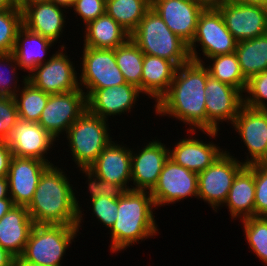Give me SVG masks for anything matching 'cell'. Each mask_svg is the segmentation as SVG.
<instances>
[{"mask_svg": "<svg viewBox=\"0 0 267 266\" xmlns=\"http://www.w3.org/2000/svg\"><path fill=\"white\" fill-rule=\"evenodd\" d=\"M90 201L95 217L105 225L104 227L111 229L118 217V198L99 196L97 199H90Z\"/></svg>", "mask_w": 267, "mask_h": 266, "instance_id": "cell-41", "label": "cell"}, {"mask_svg": "<svg viewBox=\"0 0 267 266\" xmlns=\"http://www.w3.org/2000/svg\"><path fill=\"white\" fill-rule=\"evenodd\" d=\"M115 59L125 81L136 86L141 91L144 53L131 38L115 49Z\"/></svg>", "mask_w": 267, "mask_h": 266, "instance_id": "cell-32", "label": "cell"}, {"mask_svg": "<svg viewBox=\"0 0 267 266\" xmlns=\"http://www.w3.org/2000/svg\"><path fill=\"white\" fill-rule=\"evenodd\" d=\"M11 198L7 177H0V199Z\"/></svg>", "mask_w": 267, "mask_h": 266, "instance_id": "cell-46", "label": "cell"}, {"mask_svg": "<svg viewBox=\"0 0 267 266\" xmlns=\"http://www.w3.org/2000/svg\"><path fill=\"white\" fill-rule=\"evenodd\" d=\"M232 126L241 136L251 156L243 163L245 165L267 163V110L243 105Z\"/></svg>", "mask_w": 267, "mask_h": 266, "instance_id": "cell-16", "label": "cell"}, {"mask_svg": "<svg viewBox=\"0 0 267 266\" xmlns=\"http://www.w3.org/2000/svg\"><path fill=\"white\" fill-rule=\"evenodd\" d=\"M87 97V109L105 119L111 115H121L135 106L141 91L132 84H121L116 87L103 89H88L84 92ZM134 104V105H133Z\"/></svg>", "mask_w": 267, "mask_h": 266, "instance_id": "cell-20", "label": "cell"}, {"mask_svg": "<svg viewBox=\"0 0 267 266\" xmlns=\"http://www.w3.org/2000/svg\"><path fill=\"white\" fill-rule=\"evenodd\" d=\"M213 63L206 66L208 73L220 82L227 83L242 93L245 91L247 79L241 72L236 53L209 57Z\"/></svg>", "mask_w": 267, "mask_h": 266, "instance_id": "cell-33", "label": "cell"}, {"mask_svg": "<svg viewBox=\"0 0 267 266\" xmlns=\"http://www.w3.org/2000/svg\"><path fill=\"white\" fill-rule=\"evenodd\" d=\"M51 2H54L55 4L62 5L64 7H66V9L68 7H70V9H72L71 6L73 5L74 0H51Z\"/></svg>", "mask_w": 267, "mask_h": 266, "instance_id": "cell-51", "label": "cell"}, {"mask_svg": "<svg viewBox=\"0 0 267 266\" xmlns=\"http://www.w3.org/2000/svg\"><path fill=\"white\" fill-rule=\"evenodd\" d=\"M106 0H74L73 10L87 25L105 13Z\"/></svg>", "mask_w": 267, "mask_h": 266, "instance_id": "cell-42", "label": "cell"}, {"mask_svg": "<svg viewBox=\"0 0 267 266\" xmlns=\"http://www.w3.org/2000/svg\"><path fill=\"white\" fill-rule=\"evenodd\" d=\"M206 6L202 0H151V8L188 46L194 39L199 15Z\"/></svg>", "mask_w": 267, "mask_h": 266, "instance_id": "cell-15", "label": "cell"}, {"mask_svg": "<svg viewBox=\"0 0 267 266\" xmlns=\"http://www.w3.org/2000/svg\"><path fill=\"white\" fill-rule=\"evenodd\" d=\"M61 48L27 75V81L48 94L67 93L80 88L73 62L63 53L66 47L62 45Z\"/></svg>", "mask_w": 267, "mask_h": 266, "instance_id": "cell-11", "label": "cell"}, {"mask_svg": "<svg viewBox=\"0 0 267 266\" xmlns=\"http://www.w3.org/2000/svg\"><path fill=\"white\" fill-rule=\"evenodd\" d=\"M15 206L12 198L0 199V219L13 207Z\"/></svg>", "mask_w": 267, "mask_h": 266, "instance_id": "cell-45", "label": "cell"}, {"mask_svg": "<svg viewBox=\"0 0 267 266\" xmlns=\"http://www.w3.org/2000/svg\"><path fill=\"white\" fill-rule=\"evenodd\" d=\"M130 38L144 54L171 61L176 67L191 60L188 45L167 27L152 8L145 13Z\"/></svg>", "mask_w": 267, "mask_h": 266, "instance_id": "cell-4", "label": "cell"}, {"mask_svg": "<svg viewBox=\"0 0 267 266\" xmlns=\"http://www.w3.org/2000/svg\"><path fill=\"white\" fill-rule=\"evenodd\" d=\"M71 185L64 171L54 164L43 172L33 199L27 206L34 224L81 227L83 211Z\"/></svg>", "mask_w": 267, "mask_h": 266, "instance_id": "cell-2", "label": "cell"}, {"mask_svg": "<svg viewBox=\"0 0 267 266\" xmlns=\"http://www.w3.org/2000/svg\"><path fill=\"white\" fill-rule=\"evenodd\" d=\"M204 1L207 5H214L218 2L225 1V0H202Z\"/></svg>", "mask_w": 267, "mask_h": 266, "instance_id": "cell-52", "label": "cell"}, {"mask_svg": "<svg viewBox=\"0 0 267 266\" xmlns=\"http://www.w3.org/2000/svg\"><path fill=\"white\" fill-rule=\"evenodd\" d=\"M50 165L36 158L12 156L7 180L14 205L30 204L43 172Z\"/></svg>", "mask_w": 267, "mask_h": 266, "instance_id": "cell-17", "label": "cell"}, {"mask_svg": "<svg viewBox=\"0 0 267 266\" xmlns=\"http://www.w3.org/2000/svg\"><path fill=\"white\" fill-rule=\"evenodd\" d=\"M242 4L261 5L267 7V0H232Z\"/></svg>", "mask_w": 267, "mask_h": 266, "instance_id": "cell-49", "label": "cell"}, {"mask_svg": "<svg viewBox=\"0 0 267 266\" xmlns=\"http://www.w3.org/2000/svg\"><path fill=\"white\" fill-rule=\"evenodd\" d=\"M51 2V0H15L16 6L23 11L27 6L35 3Z\"/></svg>", "mask_w": 267, "mask_h": 266, "instance_id": "cell-47", "label": "cell"}, {"mask_svg": "<svg viewBox=\"0 0 267 266\" xmlns=\"http://www.w3.org/2000/svg\"><path fill=\"white\" fill-rule=\"evenodd\" d=\"M14 255L0 245V266H12Z\"/></svg>", "mask_w": 267, "mask_h": 266, "instance_id": "cell-44", "label": "cell"}, {"mask_svg": "<svg viewBox=\"0 0 267 266\" xmlns=\"http://www.w3.org/2000/svg\"><path fill=\"white\" fill-rule=\"evenodd\" d=\"M12 266H44L24 260L21 256L14 257Z\"/></svg>", "mask_w": 267, "mask_h": 266, "instance_id": "cell-48", "label": "cell"}, {"mask_svg": "<svg viewBox=\"0 0 267 266\" xmlns=\"http://www.w3.org/2000/svg\"><path fill=\"white\" fill-rule=\"evenodd\" d=\"M151 8V0H106L105 12L131 34Z\"/></svg>", "mask_w": 267, "mask_h": 266, "instance_id": "cell-30", "label": "cell"}, {"mask_svg": "<svg viewBox=\"0 0 267 266\" xmlns=\"http://www.w3.org/2000/svg\"><path fill=\"white\" fill-rule=\"evenodd\" d=\"M243 104L259 110H267V70L260 72L247 80Z\"/></svg>", "mask_w": 267, "mask_h": 266, "instance_id": "cell-36", "label": "cell"}, {"mask_svg": "<svg viewBox=\"0 0 267 266\" xmlns=\"http://www.w3.org/2000/svg\"><path fill=\"white\" fill-rule=\"evenodd\" d=\"M56 140L38 122L19 119L6 142L13 156L36 158L52 165L45 159V153L47 154Z\"/></svg>", "mask_w": 267, "mask_h": 266, "instance_id": "cell-19", "label": "cell"}, {"mask_svg": "<svg viewBox=\"0 0 267 266\" xmlns=\"http://www.w3.org/2000/svg\"><path fill=\"white\" fill-rule=\"evenodd\" d=\"M244 166L230 152L224 151L210 166L198 173V199L206 201L217 212V208L226 201L234 178Z\"/></svg>", "mask_w": 267, "mask_h": 266, "instance_id": "cell-8", "label": "cell"}, {"mask_svg": "<svg viewBox=\"0 0 267 266\" xmlns=\"http://www.w3.org/2000/svg\"><path fill=\"white\" fill-rule=\"evenodd\" d=\"M202 63L190 60L177 67L168 91L155 104V113L168 115L187 123L188 133L196 128L206 131L205 86L208 70Z\"/></svg>", "mask_w": 267, "mask_h": 266, "instance_id": "cell-1", "label": "cell"}, {"mask_svg": "<svg viewBox=\"0 0 267 266\" xmlns=\"http://www.w3.org/2000/svg\"><path fill=\"white\" fill-rule=\"evenodd\" d=\"M84 27V47L116 49L130 39L127 30L106 12Z\"/></svg>", "mask_w": 267, "mask_h": 266, "instance_id": "cell-28", "label": "cell"}, {"mask_svg": "<svg viewBox=\"0 0 267 266\" xmlns=\"http://www.w3.org/2000/svg\"><path fill=\"white\" fill-rule=\"evenodd\" d=\"M107 121L86 109L68 129V146L78 167L89 168L112 141Z\"/></svg>", "mask_w": 267, "mask_h": 266, "instance_id": "cell-5", "label": "cell"}, {"mask_svg": "<svg viewBox=\"0 0 267 266\" xmlns=\"http://www.w3.org/2000/svg\"><path fill=\"white\" fill-rule=\"evenodd\" d=\"M2 66L4 67V69L1 70ZM7 66L9 68L11 67L10 70H6ZM17 67H19V66L16 62V59H15V56L13 53H0V97H14L15 94L17 93V91L20 89V88H17V84H16V83H18V81H17L18 79H15V78H18L16 76V69H18ZM8 71L11 72L10 74L12 77H9L10 75L8 74L9 73ZM5 73H7L9 76H7V74H5ZM13 83H14V85H13ZM12 86L14 89L12 88Z\"/></svg>", "mask_w": 267, "mask_h": 266, "instance_id": "cell-38", "label": "cell"}, {"mask_svg": "<svg viewBox=\"0 0 267 266\" xmlns=\"http://www.w3.org/2000/svg\"><path fill=\"white\" fill-rule=\"evenodd\" d=\"M83 48L81 89H103L127 83L116 64L115 49Z\"/></svg>", "mask_w": 267, "mask_h": 266, "instance_id": "cell-13", "label": "cell"}, {"mask_svg": "<svg viewBox=\"0 0 267 266\" xmlns=\"http://www.w3.org/2000/svg\"><path fill=\"white\" fill-rule=\"evenodd\" d=\"M225 204L233 219L255 216V164L245 165L237 173Z\"/></svg>", "mask_w": 267, "mask_h": 266, "instance_id": "cell-25", "label": "cell"}, {"mask_svg": "<svg viewBox=\"0 0 267 266\" xmlns=\"http://www.w3.org/2000/svg\"><path fill=\"white\" fill-rule=\"evenodd\" d=\"M19 120L14 97H0V141H6Z\"/></svg>", "mask_w": 267, "mask_h": 266, "instance_id": "cell-39", "label": "cell"}, {"mask_svg": "<svg viewBox=\"0 0 267 266\" xmlns=\"http://www.w3.org/2000/svg\"><path fill=\"white\" fill-rule=\"evenodd\" d=\"M242 223L251 251L267 265V217H249Z\"/></svg>", "mask_w": 267, "mask_h": 266, "instance_id": "cell-34", "label": "cell"}, {"mask_svg": "<svg viewBox=\"0 0 267 266\" xmlns=\"http://www.w3.org/2000/svg\"><path fill=\"white\" fill-rule=\"evenodd\" d=\"M111 141L89 167L100 179L131 190L127 184L131 181V149Z\"/></svg>", "mask_w": 267, "mask_h": 266, "instance_id": "cell-21", "label": "cell"}, {"mask_svg": "<svg viewBox=\"0 0 267 266\" xmlns=\"http://www.w3.org/2000/svg\"><path fill=\"white\" fill-rule=\"evenodd\" d=\"M15 7H17L15 0H0V11Z\"/></svg>", "mask_w": 267, "mask_h": 266, "instance_id": "cell-50", "label": "cell"}, {"mask_svg": "<svg viewBox=\"0 0 267 266\" xmlns=\"http://www.w3.org/2000/svg\"><path fill=\"white\" fill-rule=\"evenodd\" d=\"M227 29L237 41L250 40L267 33V7L225 0L214 4Z\"/></svg>", "mask_w": 267, "mask_h": 266, "instance_id": "cell-12", "label": "cell"}, {"mask_svg": "<svg viewBox=\"0 0 267 266\" xmlns=\"http://www.w3.org/2000/svg\"><path fill=\"white\" fill-rule=\"evenodd\" d=\"M153 208L149 191L126 190L118 198V217L110 229L112 253L158 234Z\"/></svg>", "mask_w": 267, "mask_h": 266, "instance_id": "cell-3", "label": "cell"}, {"mask_svg": "<svg viewBox=\"0 0 267 266\" xmlns=\"http://www.w3.org/2000/svg\"><path fill=\"white\" fill-rule=\"evenodd\" d=\"M237 40L227 29L220 11L214 5H207L201 12L193 41L188 46L190 59L202 63L198 56L197 45H201L206 58L234 53Z\"/></svg>", "mask_w": 267, "mask_h": 266, "instance_id": "cell-7", "label": "cell"}, {"mask_svg": "<svg viewBox=\"0 0 267 266\" xmlns=\"http://www.w3.org/2000/svg\"><path fill=\"white\" fill-rule=\"evenodd\" d=\"M197 182L198 173L188 170L168 158L156 186L150 192L155 206L174 204L189 196L198 198Z\"/></svg>", "mask_w": 267, "mask_h": 266, "instance_id": "cell-14", "label": "cell"}, {"mask_svg": "<svg viewBox=\"0 0 267 266\" xmlns=\"http://www.w3.org/2000/svg\"><path fill=\"white\" fill-rule=\"evenodd\" d=\"M78 232L77 225L34 224L21 257L44 266H62L60 262Z\"/></svg>", "mask_w": 267, "mask_h": 266, "instance_id": "cell-6", "label": "cell"}, {"mask_svg": "<svg viewBox=\"0 0 267 266\" xmlns=\"http://www.w3.org/2000/svg\"><path fill=\"white\" fill-rule=\"evenodd\" d=\"M66 8L54 2L35 3L27 6L22 11V24L32 32L48 38L52 42H57L65 21ZM64 11V12H63Z\"/></svg>", "mask_w": 267, "mask_h": 266, "instance_id": "cell-22", "label": "cell"}, {"mask_svg": "<svg viewBox=\"0 0 267 266\" xmlns=\"http://www.w3.org/2000/svg\"><path fill=\"white\" fill-rule=\"evenodd\" d=\"M235 53L244 77L267 70V33L250 40L238 41Z\"/></svg>", "mask_w": 267, "mask_h": 266, "instance_id": "cell-29", "label": "cell"}, {"mask_svg": "<svg viewBox=\"0 0 267 266\" xmlns=\"http://www.w3.org/2000/svg\"><path fill=\"white\" fill-rule=\"evenodd\" d=\"M34 222L26 206H13L0 219V245L15 257L25 250Z\"/></svg>", "mask_w": 267, "mask_h": 266, "instance_id": "cell-23", "label": "cell"}, {"mask_svg": "<svg viewBox=\"0 0 267 266\" xmlns=\"http://www.w3.org/2000/svg\"><path fill=\"white\" fill-rule=\"evenodd\" d=\"M80 171L88 177V189L91 194L90 199H97L99 196L119 198L125 192L121 186L100 179L90 168H80Z\"/></svg>", "mask_w": 267, "mask_h": 266, "instance_id": "cell-37", "label": "cell"}, {"mask_svg": "<svg viewBox=\"0 0 267 266\" xmlns=\"http://www.w3.org/2000/svg\"><path fill=\"white\" fill-rule=\"evenodd\" d=\"M177 67L166 59L144 54L141 93L147 94L149 98H154L158 102L168 91ZM151 96V97H150Z\"/></svg>", "mask_w": 267, "mask_h": 266, "instance_id": "cell-26", "label": "cell"}, {"mask_svg": "<svg viewBox=\"0 0 267 266\" xmlns=\"http://www.w3.org/2000/svg\"><path fill=\"white\" fill-rule=\"evenodd\" d=\"M255 216L267 217V163L255 164Z\"/></svg>", "mask_w": 267, "mask_h": 266, "instance_id": "cell-40", "label": "cell"}, {"mask_svg": "<svg viewBox=\"0 0 267 266\" xmlns=\"http://www.w3.org/2000/svg\"><path fill=\"white\" fill-rule=\"evenodd\" d=\"M206 131L205 134L215 138L220 121L233 124L243 104L244 94L235 87L220 82L212 76L207 77L205 86Z\"/></svg>", "mask_w": 267, "mask_h": 266, "instance_id": "cell-9", "label": "cell"}, {"mask_svg": "<svg viewBox=\"0 0 267 266\" xmlns=\"http://www.w3.org/2000/svg\"><path fill=\"white\" fill-rule=\"evenodd\" d=\"M24 77L22 83L24 87L21 88V91L18 90L20 93L17 92L14 96L19 119L38 122L49 99V94L33 86L27 81L26 75Z\"/></svg>", "mask_w": 267, "mask_h": 266, "instance_id": "cell-31", "label": "cell"}, {"mask_svg": "<svg viewBox=\"0 0 267 266\" xmlns=\"http://www.w3.org/2000/svg\"><path fill=\"white\" fill-rule=\"evenodd\" d=\"M22 25V11L18 7L0 11V53L13 52Z\"/></svg>", "mask_w": 267, "mask_h": 266, "instance_id": "cell-35", "label": "cell"}, {"mask_svg": "<svg viewBox=\"0 0 267 266\" xmlns=\"http://www.w3.org/2000/svg\"><path fill=\"white\" fill-rule=\"evenodd\" d=\"M224 150L218 145L203 143L194 137L183 138L176 143L174 148L169 150V158L176 164L196 173H200L210 166Z\"/></svg>", "mask_w": 267, "mask_h": 266, "instance_id": "cell-24", "label": "cell"}, {"mask_svg": "<svg viewBox=\"0 0 267 266\" xmlns=\"http://www.w3.org/2000/svg\"><path fill=\"white\" fill-rule=\"evenodd\" d=\"M138 153L131 151L132 190L151 192L156 186L164 164L169 158V148L155 139Z\"/></svg>", "mask_w": 267, "mask_h": 266, "instance_id": "cell-18", "label": "cell"}, {"mask_svg": "<svg viewBox=\"0 0 267 266\" xmlns=\"http://www.w3.org/2000/svg\"><path fill=\"white\" fill-rule=\"evenodd\" d=\"M12 151L6 141H0V177H7Z\"/></svg>", "mask_w": 267, "mask_h": 266, "instance_id": "cell-43", "label": "cell"}, {"mask_svg": "<svg viewBox=\"0 0 267 266\" xmlns=\"http://www.w3.org/2000/svg\"><path fill=\"white\" fill-rule=\"evenodd\" d=\"M87 109V97L81 88L61 93L49 94V99L38 123L55 139Z\"/></svg>", "mask_w": 267, "mask_h": 266, "instance_id": "cell-10", "label": "cell"}, {"mask_svg": "<svg viewBox=\"0 0 267 266\" xmlns=\"http://www.w3.org/2000/svg\"><path fill=\"white\" fill-rule=\"evenodd\" d=\"M52 44L55 43L22 25L17 32L12 53L19 68L24 69V71L27 70L30 74L38 65L49 60L44 59V56Z\"/></svg>", "mask_w": 267, "mask_h": 266, "instance_id": "cell-27", "label": "cell"}]
</instances>
